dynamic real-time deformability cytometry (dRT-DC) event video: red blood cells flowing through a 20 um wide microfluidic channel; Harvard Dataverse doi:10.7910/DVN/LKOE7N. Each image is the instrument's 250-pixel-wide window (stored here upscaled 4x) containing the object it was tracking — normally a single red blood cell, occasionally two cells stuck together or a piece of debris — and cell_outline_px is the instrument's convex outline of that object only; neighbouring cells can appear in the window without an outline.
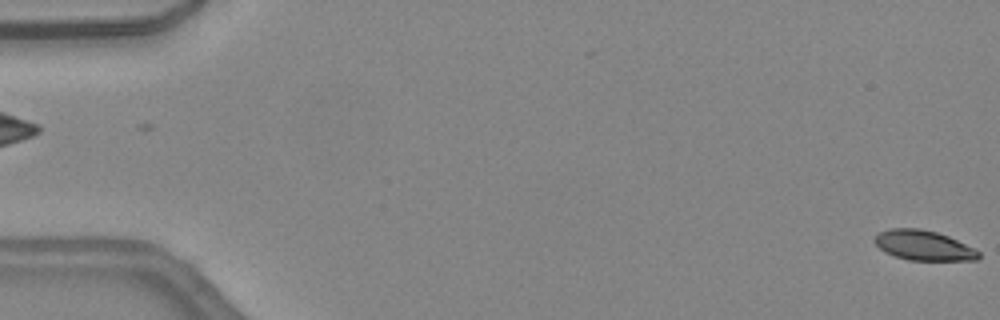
{"species": "common noctule bat (a hibernating species)", "species_latin": "Nyctalus noctula", "temperature_condition": "warm", "stored_images_in_passage": 48, "camera_frame_rate_fps": 3000, "um_per_image_px": 0.085, "animal": {"sex": "female", "body_mass_g": 24.6, "forearm_length_mm": 56.2}, "frame": {"image": 1, "passage_image": 1, "time_ms": 0.0, "image_size_px": [1000, 320], "cell_outline_px": [[980, 256], [976, 260], [908, 260], [884, 252], [872, 240], [880, 232], [892, 228], [920, 228], [936, 232], [948, 236], [980, 252]], "centroid_in_image_um": [78.47, 20.86], "position_along_channel_um": 6.5, "area_um2": 17.92}}
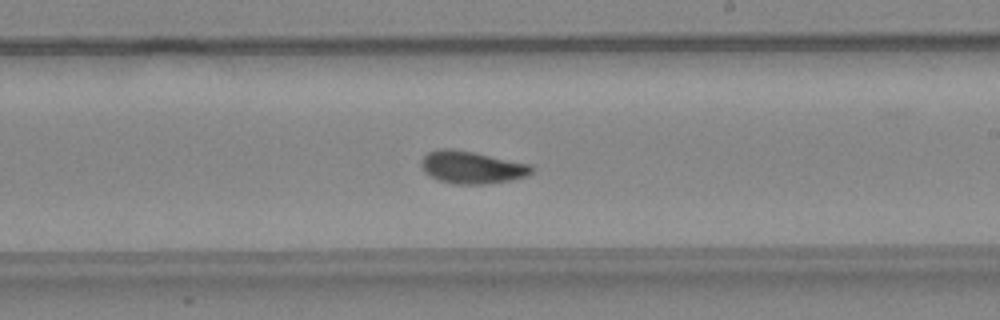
{"frame": {"image": 2, "passage_image": 28, "time_ms": 9.0, "image_size_px": [1000, 320], "cell_outline_px": [[536, 168], [528, 176], [512, 180], [484, 184], [452, 184], [440, 180], [424, 172], [420, 164], [420, 160], [428, 152], [436, 148], [452, 148], [476, 152], [532, 164]], "centroid_in_image_um": [40.13, 14.2], "position_along_channel_um": 248.9, "area_um2": 21.33}}
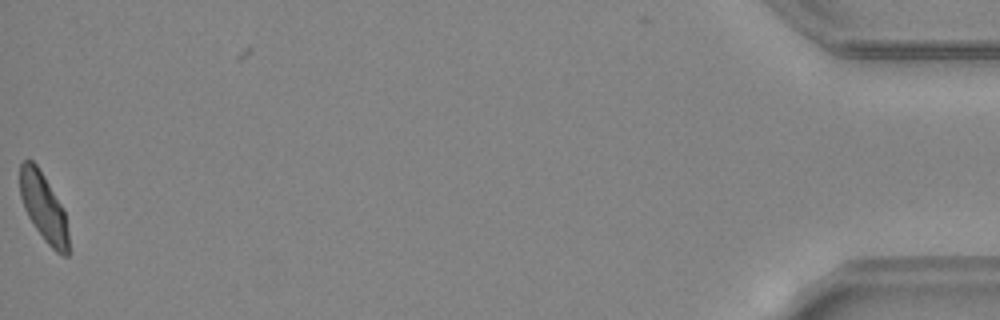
{"frame": {"image": 3, "passage_image": 47, "time_ms": 15.333, "image_size_px": [1000, 320], "cell_outline_px": [[68, 256], [64, 256], [56, 252], [44, 240], [28, 216], [24, 208], [20, 196], [20, 164], [24, 160], [32, 160], [36, 164], [44, 176], [60, 204], [64, 212], [68, 232]], "centroid_in_image_um": [3.69, 17.63], "position_along_channel_um": 431.5, "area_um2": 18.9}, "authors_computed_cell_mechanics": {"area_um2": 19.7098, "velocity_mm_per_s": 4.5013, "shape_relaxation_time_tau1_ms": 4.9677, "shape_relaxation_time_tau2_ms": 1.5491, "deformation_change_tau1": 0.1475, "deformation_change_tau2": 0.0616}}